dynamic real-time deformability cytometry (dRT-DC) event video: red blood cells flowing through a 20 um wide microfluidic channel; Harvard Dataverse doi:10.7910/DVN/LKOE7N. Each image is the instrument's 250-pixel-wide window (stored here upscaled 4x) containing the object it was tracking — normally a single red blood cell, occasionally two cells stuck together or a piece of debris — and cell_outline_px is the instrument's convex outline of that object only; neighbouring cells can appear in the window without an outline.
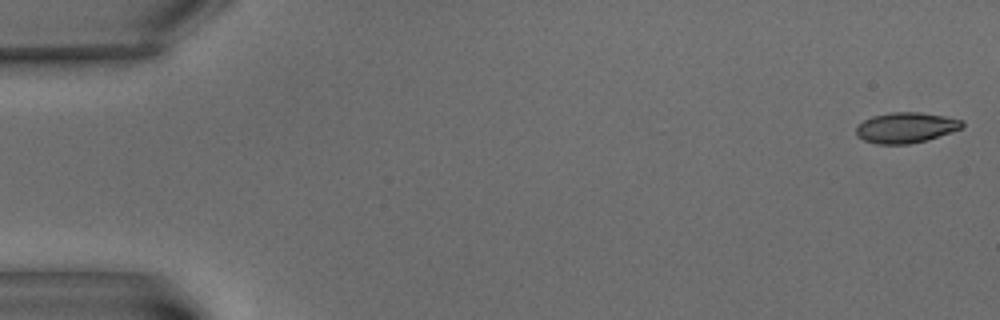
{"species": "common noctule bat (a hibernating species)", "species_latin": "Nyctalus noctula", "temperature_condition": "warm", "stored_images_in_passage": 6, "camera_frame_rate_fps": 3000, "um_per_image_px": 0.085, "animal": {"sex": "male", "body_mass_g": 15.6}, "frame": {"image": 1, "passage_image": 1, "time_ms": 0.0, "image_size_px": [1000, 320], "cell_outline_px": [[964, 128], [924, 140], [908, 144], [876, 144], [864, 140], [856, 136], [856, 128], [864, 120], [872, 116], [892, 112], [920, 112], [944, 116], [964, 120]], "centroid_in_image_um": [77.0, 10.84], "position_along_channel_um": 8.0, "area_um2": 18.79}}
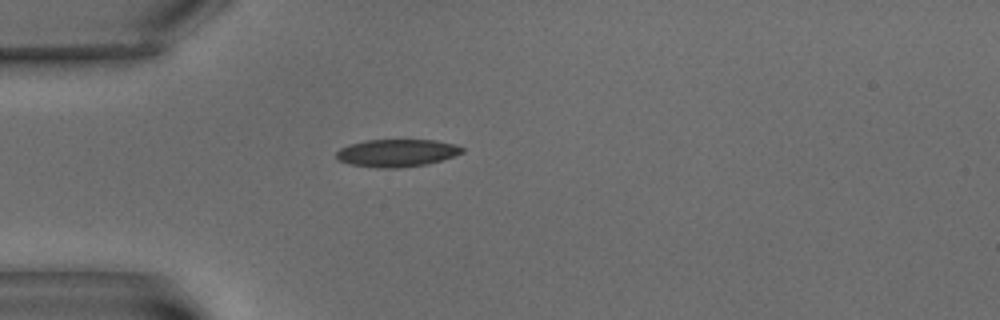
{"frame": {"image": 2, "passage_image": 6, "time_ms": 6.0, "image_size_px": [1000, 320], "cell_outline_px": [[464, 152], [456, 156], [428, 164], [400, 168], [376, 168], [352, 164], [336, 160], [336, 152], [340, 148], [348, 144], [364, 140], [436, 140], [456, 144], [464, 148]], "centroid_in_image_um": [33.74, 13.0], "position_along_channel_um": 51.3, "area_um2": 20.52}}